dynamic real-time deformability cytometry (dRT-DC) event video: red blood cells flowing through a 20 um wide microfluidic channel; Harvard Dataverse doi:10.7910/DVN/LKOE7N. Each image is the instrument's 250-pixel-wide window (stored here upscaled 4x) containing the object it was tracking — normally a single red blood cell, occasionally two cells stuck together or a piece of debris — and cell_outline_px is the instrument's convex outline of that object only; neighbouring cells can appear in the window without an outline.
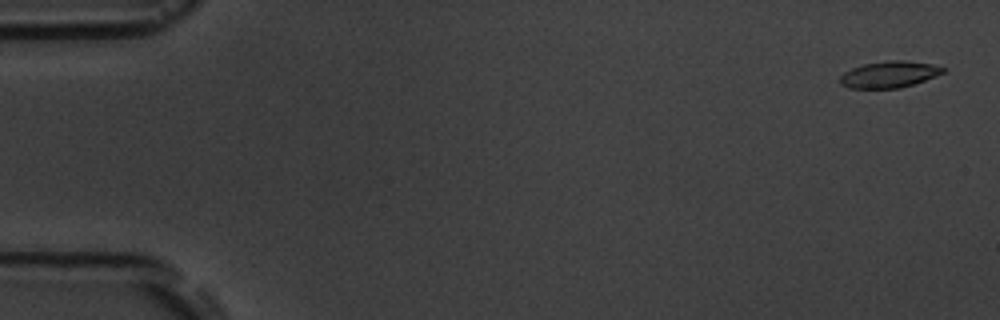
{"species": "common noctule bat (a hibernating species)", "species_latin": "Nyctalus noctula", "temperature_condition": "room temperature", "stored_images_in_passage": 6, "camera_frame_rate_fps": 3000, "um_per_image_px": 0.085, "animal": {"sex": "male", "body_mass_g": 19.5, "forearm_length_mm": 54.6}, "frame": {"image": 1, "passage_image": 1, "time_ms": 0.0, "image_size_px": [1000, 320], "cell_outline_px": [[948, 68], [944, 72], [924, 80], [900, 88], [848, 88], [840, 84], [840, 76], [844, 72], [852, 68], [864, 64], [892, 60], [904, 60], [932, 64]], "centroid_in_image_um": [75.58, 6.32], "position_along_channel_um": 9.4, "area_um2": 15.78}}